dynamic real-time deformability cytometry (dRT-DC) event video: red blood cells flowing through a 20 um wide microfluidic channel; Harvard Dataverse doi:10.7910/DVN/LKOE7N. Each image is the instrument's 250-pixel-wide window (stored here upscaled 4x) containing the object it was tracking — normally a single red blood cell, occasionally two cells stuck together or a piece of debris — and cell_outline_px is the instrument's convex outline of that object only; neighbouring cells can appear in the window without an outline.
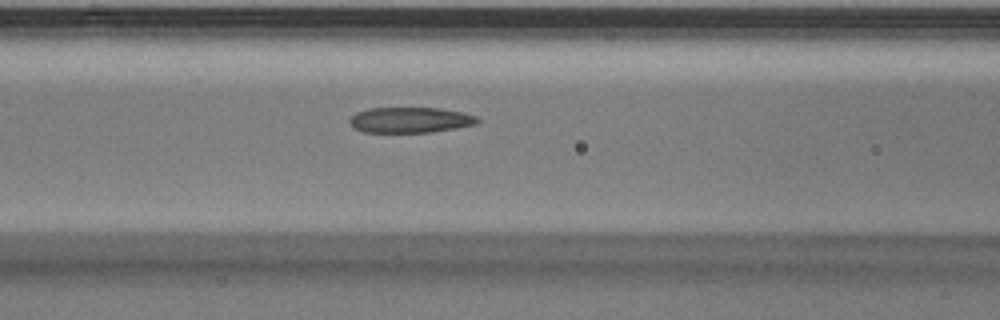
{"species": "Egyptian fruit bat (a non-hibernating species)", "species_latin": "Rousettus aegyptiacus", "temperature_condition": "warm", "stored_images_in_passage": 26, "camera_frame_rate_fps": 3000, "um_per_image_px": 0.085, "animal": {"sex": "male"}, "frame": {"image": 1, "passage_image": 9, "time_ms": 2.667, "image_size_px": [1000, 320], "cell_outline_px": [[480, 120], [476, 124], [456, 128], [432, 132], [364, 132], [352, 128], [348, 120], [356, 112], [368, 108], [440, 108], [460, 112], [476, 116]], "centroid_in_image_um": [34.83, 10.2], "position_along_channel_um": 131.8, "area_um2": 19.07}}
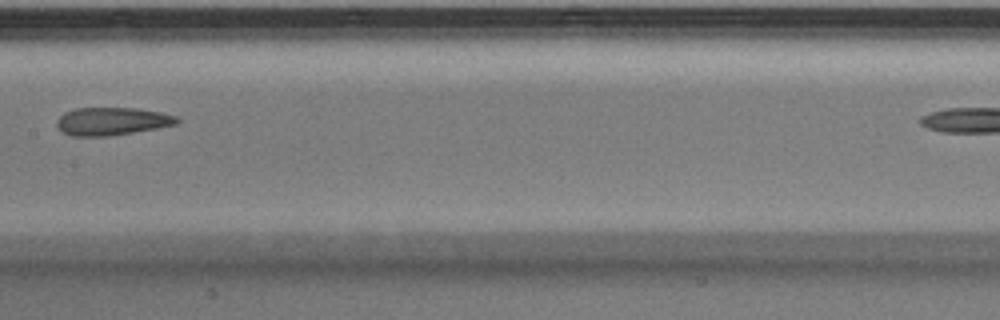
{"frame": {"image": 2, "passage_image": 13, "time_ms": 4.0, "image_size_px": [1000, 320], "cell_outline_px": [[180, 120], [176, 124], [156, 128], [108, 136], [72, 136], [64, 132], [56, 124], [56, 120], [64, 112], [76, 108], [140, 108], [160, 112], [176, 116]], "centroid_in_image_um": [9.51, 10.3], "position_along_channel_um": 197.9, "area_um2": 19.36}}
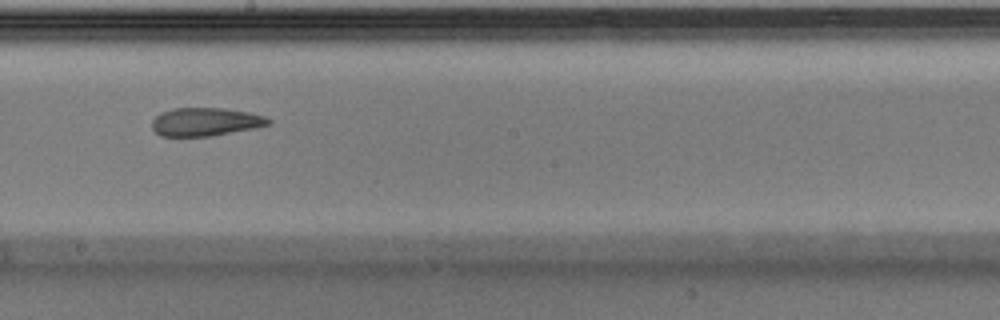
{"frame": {"image": 3, "passage_image": 15, "time_ms": 4.667, "image_size_px": [1000, 320], "cell_outline_px": [[272, 124], [256, 128], [212, 136], [160, 136], [152, 128], [152, 120], [160, 112], [172, 108], [224, 108], [252, 112], [264, 116], [272, 120]], "centroid_in_image_um": [17.5, 10.35], "position_along_channel_um": 230.7, "area_um2": 19.48}}